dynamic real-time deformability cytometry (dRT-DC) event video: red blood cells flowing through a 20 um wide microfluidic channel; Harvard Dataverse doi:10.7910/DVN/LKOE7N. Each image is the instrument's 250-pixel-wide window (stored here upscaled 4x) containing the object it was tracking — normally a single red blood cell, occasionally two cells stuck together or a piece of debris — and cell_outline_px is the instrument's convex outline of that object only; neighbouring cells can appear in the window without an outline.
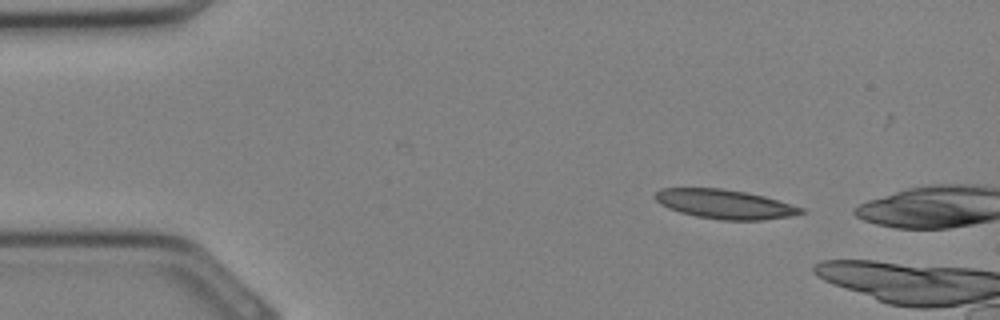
{"species": "Egyptian fruit bat (a non-hibernating species)", "species_latin": "Rousettus aegyptiacus", "temperature_condition": "cold", "stored_images_in_passage": 5, "camera_frame_rate_fps": 3000, "um_per_image_px": 0.085, "animal": {"sex": "female"}, "frame": {"image": 1, "passage_image": 1, "time_ms": 0.0, "image_size_px": [1000, 320], "cell_outline_px": [[808, 212], [788, 216], [764, 220], [720, 220], [696, 216], [680, 212], [668, 208], [660, 204], [652, 196], [660, 188], [720, 188], [748, 192], [764, 196], [808, 208]], "centroid_in_image_um": [61.65, 17.35], "position_along_channel_um": 23.3, "area_um2": 25.2}}